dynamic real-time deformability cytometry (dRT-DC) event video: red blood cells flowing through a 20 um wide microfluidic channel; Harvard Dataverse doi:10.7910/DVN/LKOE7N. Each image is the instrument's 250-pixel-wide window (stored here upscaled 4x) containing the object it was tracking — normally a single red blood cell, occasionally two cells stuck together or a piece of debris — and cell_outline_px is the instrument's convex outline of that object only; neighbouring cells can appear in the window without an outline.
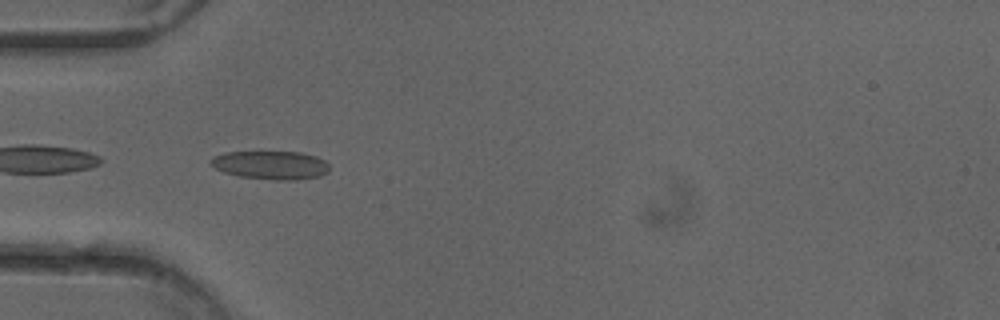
{"species": "common noctule bat (a hibernating species)", "species_latin": "Nyctalus noctula", "temperature_condition": "cold", "stored_images_in_passage": 51, "camera_frame_rate_fps": 3000, "um_per_image_px": 0.085, "animal": {"sex": "female"}, "frame": {"image": 1, "passage_image": 16, "time_ms": 5.0, "image_size_px": [1000, 320], "cell_outline_px": [[328, 172], [320, 176], [296, 180], [276, 180], [240, 176], [224, 172], [208, 164], [208, 160], [224, 152], [300, 152], [316, 156], [324, 160], [328, 164]], "centroid_in_image_um": [23.01, 14.03], "position_along_channel_um": 62.0, "area_um2": 19.65}}
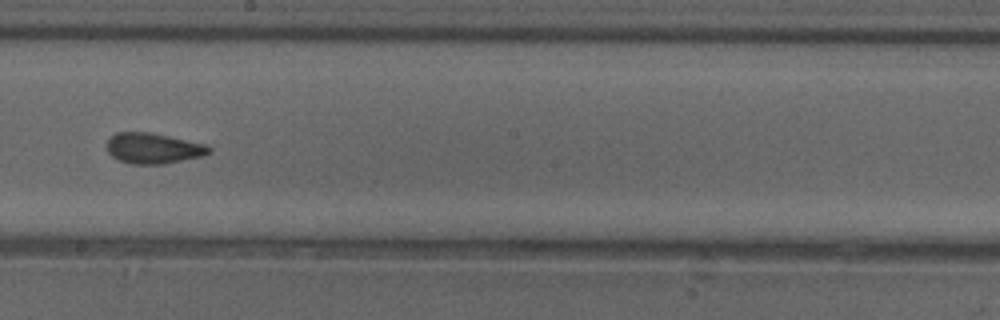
{"frame": {"image": 2, "passage_image": 29, "time_ms": 9.333, "image_size_px": [1000, 320], "cell_outline_px": [[212, 152], [204, 156], [164, 164], [132, 164], [120, 160], [112, 156], [108, 152], [108, 140], [116, 132], [148, 132], [204, 144], [212, 148]], "centroid_in_image_um": [13.05, 12.62], "position_along_channel_um": 235.1, "area_um2": 18.03}}
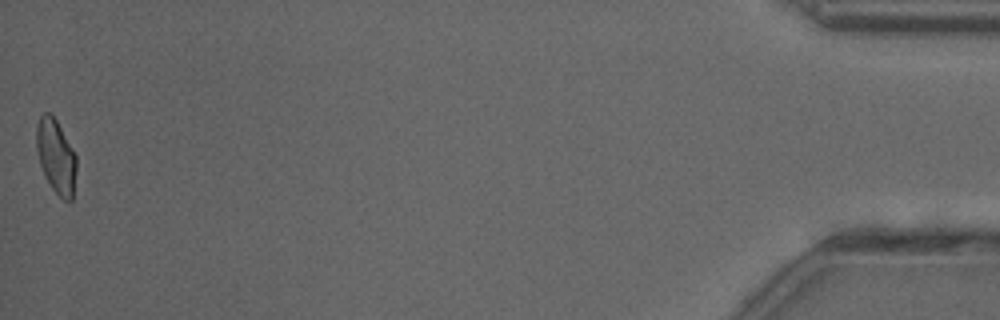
{"frame": {"image": 3, "passage_image": 51, "time_ms": 16.667, "image_size_px": [1000, 320], "cell_outline_px": [[76, 168], [72, 200], [68, 204], [52, 188], [40, 164], [36, 148], [36, 128], [40, 116], [44, 112], [48, 112], [56, 120], [76, 156]], "centroid_in_image_um": [4.76, 13.3], "position_along_channel_um": 430.4, "area_um2": 16.88}, "authors_computed_cell_mechanics": {"area_um2": 18.3804, "velocity_mm_per_s": 4.0257, "shape_relaxation_time_tau1_ms": 5.9412, "shape_relaxation_time_tau2_ms": 1.2768, "deformation_change_tau1": 0.1606, "deformation_change_tau2": 0.0894}}